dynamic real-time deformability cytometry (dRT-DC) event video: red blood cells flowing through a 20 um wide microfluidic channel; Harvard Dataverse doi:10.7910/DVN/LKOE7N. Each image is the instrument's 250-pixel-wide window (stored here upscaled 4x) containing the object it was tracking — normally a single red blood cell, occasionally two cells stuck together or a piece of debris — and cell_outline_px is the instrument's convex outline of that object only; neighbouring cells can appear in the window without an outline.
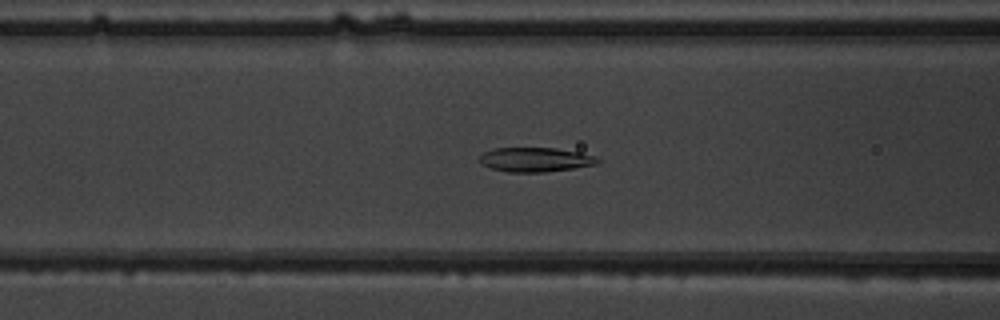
{"species": "common noctule bat (a hibernating species)", "species_latin": "Nyctalus noctula", "temperature_condition": "warm", "stored_images_in_passage": 44, "camera_frame_rate_fps": 3000, "um_per_image_px": 0.085, "animal": {"sex": "male", "body_mass_g": 19.5, "forearm_length_mm": 54.6}, "frame": {"image": 1, "passage_image": 14, "time_ms": 4.333, "image_size_px": [1000, 320], "cell_outline_px": [[600, 160], [596, 164], [572, 168], [544, 172], [508, 172], [492, 168], [480, 164], [480, 156], [484, 152], [496, 148], [556, 148], [580, 152], [596, 156]], "centroid_in_image_um": [45.5, 13.56], "position_along_channel_um": 121.1, "area_um2": 16.65}}
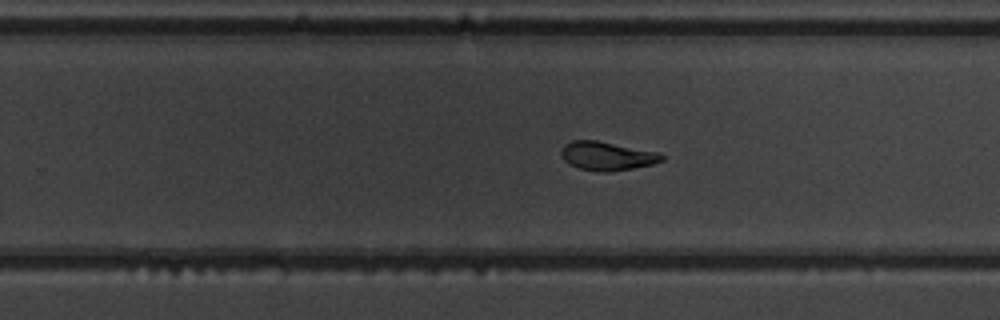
{"frame": {"image": 2, "passage_image": 26, "time_ms": 8.333, "image_size_px": [1000, 320], "cell_outline_px": [[664, 160], [652, 164], [632, 168], [608, 172], [596, 172], [580, 168], [568, 164], [564, 160], [560, 152], [564, 144], [572, 140], [596, 140], [660, 152], [664, 156]], "centroid_in_image_um": [51.59, 13.25], "position_along_channel_um": 278.2, "area_um2": 16.94}}
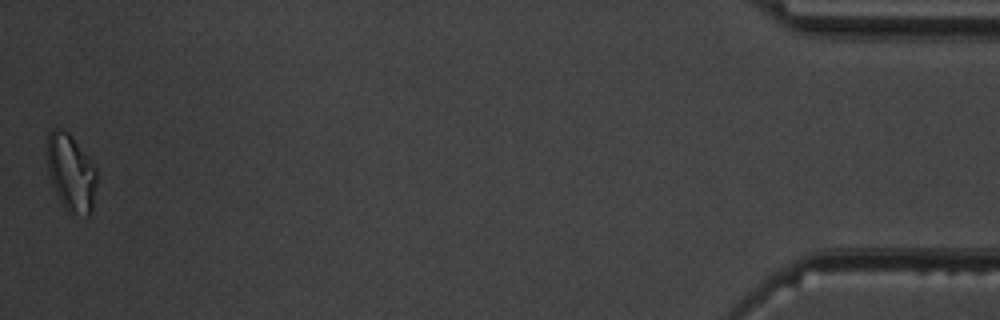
{"frame": {"image": 3, "passage_image": 44, "time_ms": 14.333, "image_size_px": [1000, 320], "cell_outline_px": [[96, 184], [92, 208], [88, 216], [68, 212], [56, 192], [52, 184], [48, 172], [48, 132], [52, 128], [56, 128], [68, 132], [96, 168]], "centroid_in_image_um": [6.03, 14.68], "position_along_channel_um": 429.2, "area_um2": 21.73}, "authors_computed_cell_mechanics": {"area_um2": 17.34, "velocity_mm_per_s": 3.9376, "shape_relaxation_time_tau1_ms": 5.0766, "shape_relaxation_time_tau2_ms": 2.0131, "deformation_change_tau1": 0.154, "deformation_change_tau2": 0.0659}}